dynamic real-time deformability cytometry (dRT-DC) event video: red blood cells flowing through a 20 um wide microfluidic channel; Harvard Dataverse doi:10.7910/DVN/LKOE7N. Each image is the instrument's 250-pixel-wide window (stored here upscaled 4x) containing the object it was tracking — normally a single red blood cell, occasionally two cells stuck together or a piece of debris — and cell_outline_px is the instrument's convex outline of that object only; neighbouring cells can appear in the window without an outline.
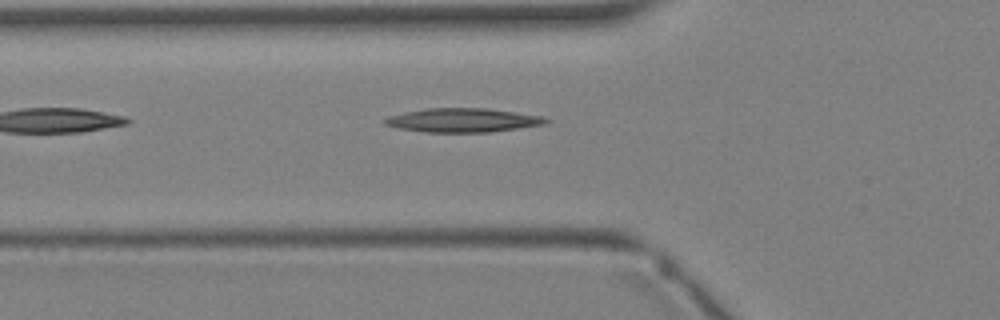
{"species": "Egyptian fruit bat (a non-hibernating species)", "species_latin": "Rousettus aegyptiacus", "temperature_condition": "warm", "stored_images_in_passage": 5, "camera_frame_rate_fps": 3000, "um_per_image_px": 0.085, "animal": {"sex": "female"}, "frame": {"image": 1, "passage_image": 5, "time_ms": 4.667, "image_size_px": [1000, 320], "cell_outline_px": [[548, 124], [492, 132], [424, 132], [396, 128], [384, 124], [384, 120], [392, 116], [404, 112], [428, 108], [484, 108], [540, 116], [548, 120]], "centroid_in_image_um": [39.33, 10.23], "position_along_channel_um": 86.5, "area_um2": 22.25}}